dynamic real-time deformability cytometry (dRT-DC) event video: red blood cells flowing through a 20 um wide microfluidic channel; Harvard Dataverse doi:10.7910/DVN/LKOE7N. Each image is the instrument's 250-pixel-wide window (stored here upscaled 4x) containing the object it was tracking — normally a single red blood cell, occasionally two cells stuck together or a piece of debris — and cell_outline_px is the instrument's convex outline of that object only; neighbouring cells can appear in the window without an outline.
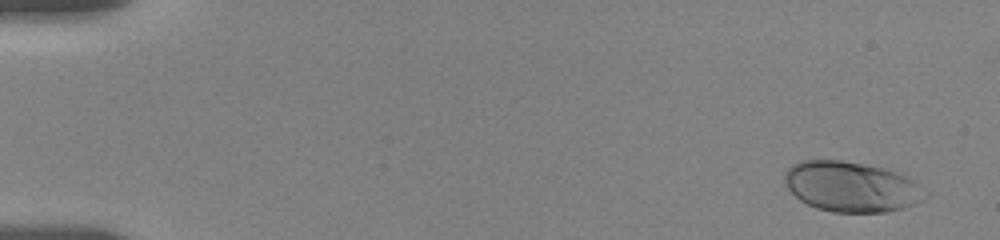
{"species": "human", "species_latin": "Homo sapiens", "temperature_condition": "room temperature", "stored_images_in_passage": 11, "camera_frame_rate_fps": 3000, "um_per_image_px": 0.085, "donor": {"sex": "female"}, "frame": {"image": 1, "passage_image": 1, "time_ms": 0.0, "image_size_px": [1000, 240], "cell_outline_px": [[928, 196], [904, 208], [888, 212], [832, 212], [816, 208], [800, 200], [788, 188], [784, 180], [784, 172], [792, 164], [800, 160], [840, 160], [884, 168], [896, 172], [912, 180], [928, 192]], "centroid_in_image_um": [72.34, 15.87], "position_along_channel_um": 12.7, "area_um2": 41.04}}
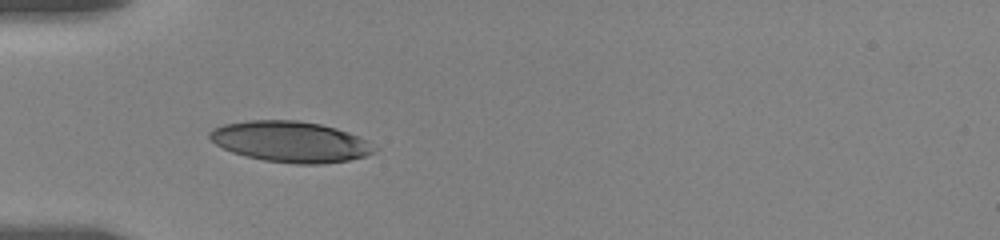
{"frame": {"image": 2, "passage_image": 7, "time_ms": 5.0, "image_size_px": [1000, 240], "cell_outline_px": [[380, 148], [364, 156], [348, 160], [320, 164], [296, 164], [264, 160], [244, 156], [232, 152], [216, 144], [208, 136], [208, 132], [212, 128], [224, 124], [248, 120], [296, 120], [320, 124], [336, 128], [348, 132], [368, 140]], "centroid_in_image_um": [24.69, 12.04], "position_along_channel_um": 60.3, "area_um2": 39.3}}
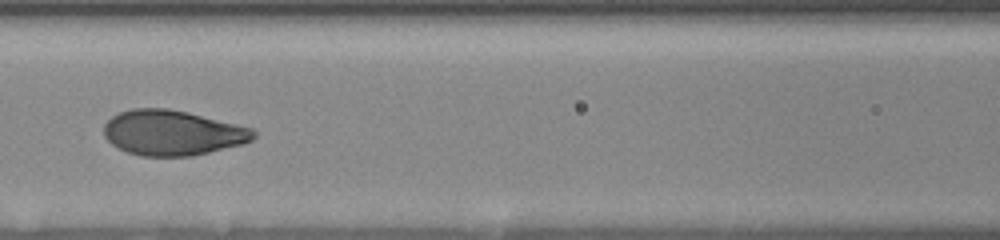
{"frame": {"image": 3, "passage_image": 10, "time_ms": 7.667, "image_size_px": [1000, 240], "cell_outline_px": [[256, 136], [252, 140], [244, 144], [192, 156], [140, 156], [128, 152], [112, 144], [104, 136], [104, 124], [112, 116], [120, 112], [132, 108], [168, 108], [188, 112], [252, 128], [256, 132]], "centroid_in_image_um": [14.67, 11.28], "position_along_channel_um": 151.9, "area_um2": 39.42}}